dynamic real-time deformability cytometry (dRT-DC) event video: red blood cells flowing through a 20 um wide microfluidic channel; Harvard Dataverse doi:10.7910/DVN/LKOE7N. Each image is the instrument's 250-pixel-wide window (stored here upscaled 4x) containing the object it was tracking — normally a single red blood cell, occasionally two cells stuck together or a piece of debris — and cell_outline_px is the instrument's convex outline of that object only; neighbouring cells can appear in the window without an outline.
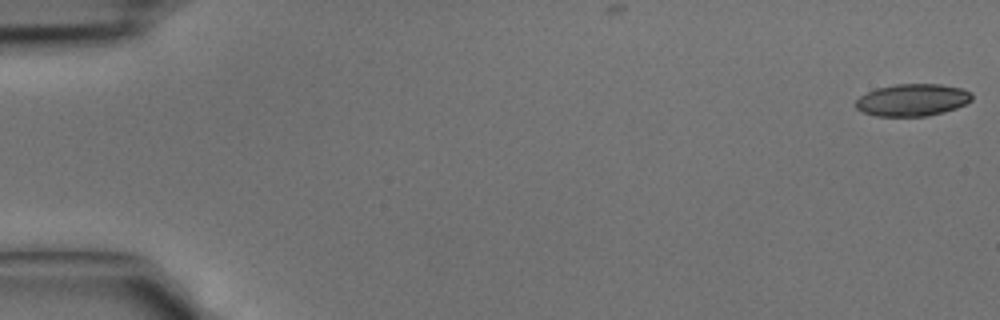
{"species": "common noctule bat (a hibernating species)", "species_latin": "Nyctalus noctula", "temperature_condition": "cold", "stored_images_in_passage": 7, "camera_frame_rate_fps": 3000, "um_per_image_px": 0.085, "animal": {"sex": "male", "body_mass_g": 15.6}, "frame": {"image": 1, "passage_image": 1, "time_ms": 0.0, "image_size_px": [1000, 320], "cell_outline_px": [[972, 100], [956, 108], [944, 112], [928, 116], [876, 116], [864, 112], [856, 108], [856, 100], [860, 96], [876, 88], [896, 84], [940, 84], [960, 88], [972, 92]], "centroid_in_image_um": [77.57, 8.5], "position_along_channel_um": 7.4, "area_um2": 21.73}}